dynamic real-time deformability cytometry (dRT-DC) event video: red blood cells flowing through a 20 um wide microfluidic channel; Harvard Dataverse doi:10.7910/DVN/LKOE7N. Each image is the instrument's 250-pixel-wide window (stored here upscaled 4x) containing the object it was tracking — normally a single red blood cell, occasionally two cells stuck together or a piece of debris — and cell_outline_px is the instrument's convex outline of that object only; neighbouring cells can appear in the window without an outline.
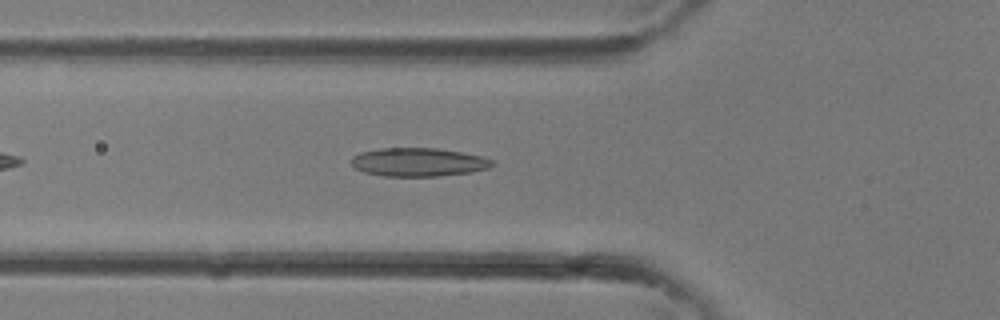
{"species": "common noctule bat (a hibernating species)", "species_latin": "Nyctalus noctula", "temperature_condition": "room temperature", "stored_images_in_passage": 23, "camera_frame_rate_fps": 3000, "um_per_image_px": 0.085, "animal": {"sex": "female"}, "frame": {"image": 1, "passage_image": 5, "time_ms": 1.333, "image_size_px": [1000, 320], "cell_outline_px": [[496, 164], [488, 168], [472, 172], [436, 176], [384, 176], [364, 172], [356, 168], [348, 160], [352, 156], [360, 152], [380, 148], [436, 148], [484, 156], [492, 160]], "centroid_in_image_um": [35.55, 13.78], "position_along_channel_um": 90.2, "area_um2": 23.52}}
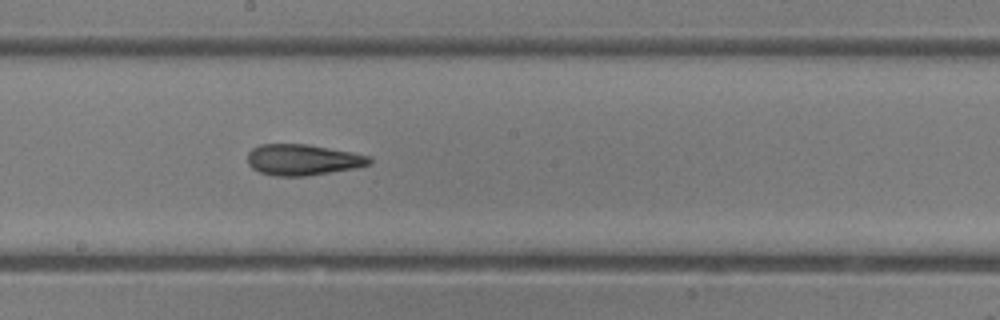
{"frame": {"image": 2, "passage_image": 12, "time_ms": 3.667, "image_size_px": [1000, 320], "cell_outline_px": [[372, 164], [356, 168], [304, 176], [276, 176], [260, 172], [252, 168], [248, 164], [248, 152], [252, 148], [260, 144], [308, 144], [352, 152], [368, 156], [372, 160]], "centroid_in_image_um": [25.73, 13.57], "position_along_channel_um": 222.5, "area_um2": 22.02}}
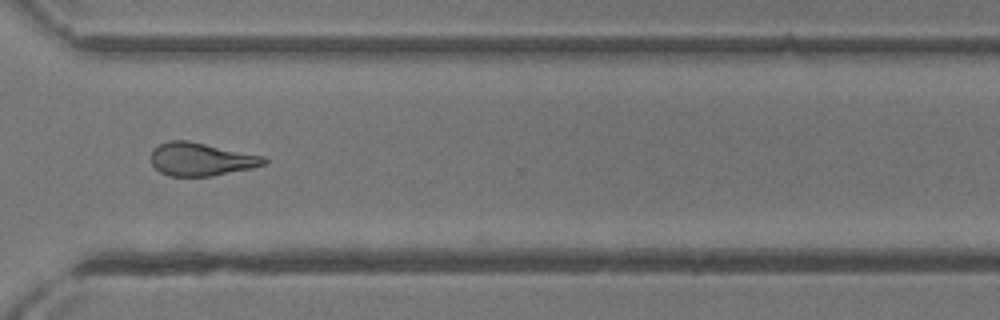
{"frame": {"image": 3, "passage_image": 19, "time_ms": 6.0, "image_size_px": [1000, 320], "cell_outline_px": [[268, 164], [252, 168], [212, 176], [168, 176], [160, 172], [152, 164], [152, 148], [168, 140], [188, 140], [264, 156], [268, 160]], "centroid_in_image_um": [17.11, 13.53], "position_along_channel_um": 353.5, "area_um2": 21.91}}